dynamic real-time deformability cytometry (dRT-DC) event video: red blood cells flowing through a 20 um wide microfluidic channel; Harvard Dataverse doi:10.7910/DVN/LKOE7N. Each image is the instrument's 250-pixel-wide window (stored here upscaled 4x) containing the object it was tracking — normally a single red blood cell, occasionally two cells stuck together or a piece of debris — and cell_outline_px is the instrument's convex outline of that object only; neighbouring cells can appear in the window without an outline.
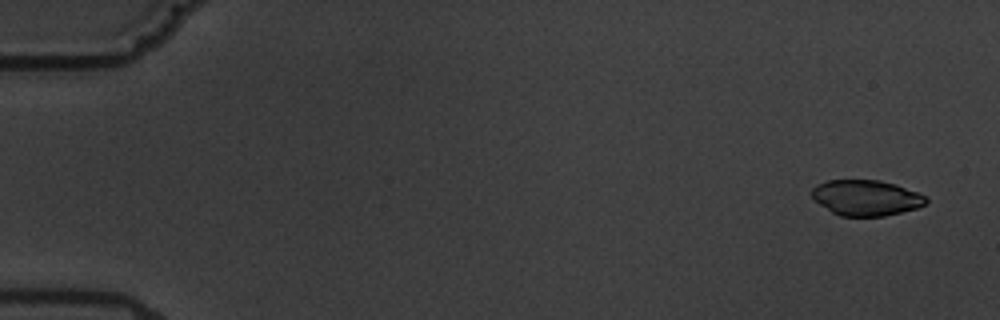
{"species": "common noctule bat (a hibernating species)", "species_latin": "Nyctalus noctula", "temperature_condition": "warm", "stored_images_in_passage": 7, "camera_frame_rate_fps": 3000, "um_per_image_px": 0.085, "animal": {"sex": "male", "body_mass_g": 19.5, "forearm_length_mm": 54.6}, "frame": {"image": 1, "passage_image": 1, "time_ms": 0.0, "image_size_px": [1000, 320], "cell_outline_px": [[928, 200], [924, 204], [916, 208], [884, 216], [840, 216], [832, 212], [820, 204], [812, 196], [812, 188], [816, 184], [828, 180], [880, 180], [896, 184], [916, 192], [924, 196]], "centroid_in_image_um": [73.59, 16.8], "position_along_channel_um": 11.4, "area_um2": 23.47}}
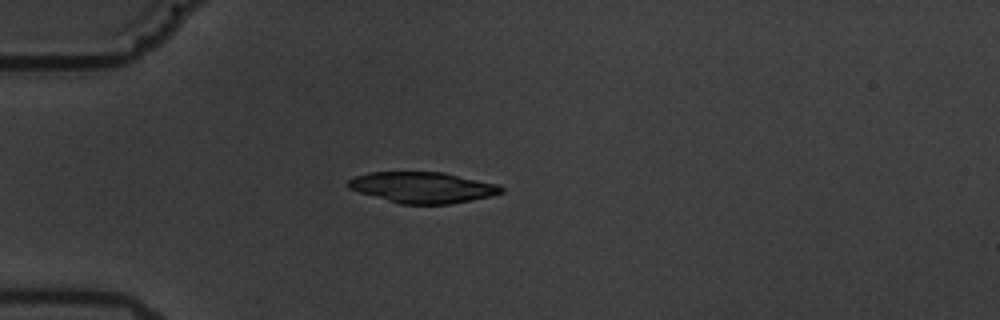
{"frame": {"image": 2, "passage_image": 5, "time_ms": 4.667, "image_size_px": [1000, 320], "cell_outline_px": [[504, 192], [492, 196], [472, 200], [448, 204], [400, 204], [360, 192], [348, 188], [344, 184], [348, 180], [356, 176], [368, 172], [444, 172], [500, 184], [504, 188]], "centroid_in_image_um": [35.95, 15.92], "position_along_channel_um": 49.0, "area_um2": 27.8}}